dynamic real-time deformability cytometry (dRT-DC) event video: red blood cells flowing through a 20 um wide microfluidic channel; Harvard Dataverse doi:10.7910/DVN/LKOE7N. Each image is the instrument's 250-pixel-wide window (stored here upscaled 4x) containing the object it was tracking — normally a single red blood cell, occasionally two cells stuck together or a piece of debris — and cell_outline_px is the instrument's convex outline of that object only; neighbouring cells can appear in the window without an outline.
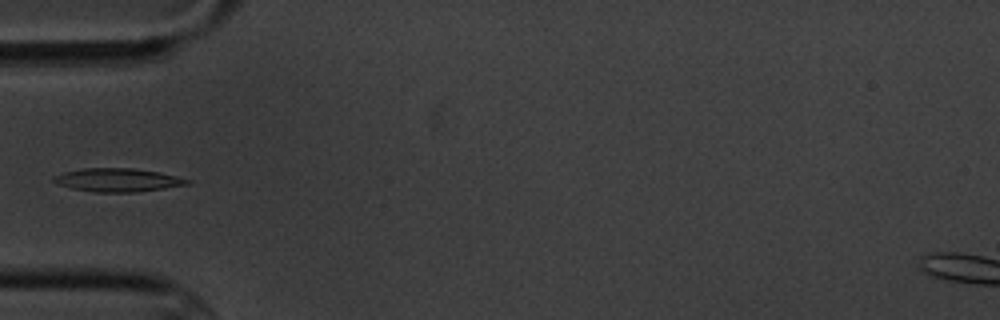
{"species": "common noctule bat (a hibernating species)", "species_latin": "Nyctalus noctula", "temperature_condition": "cold", "stored_images_in_passage": 12, "camera_frame_rate_fps": 3000, "um_per_image_px": 0.085, "animal": {"sex": "male", "body_mass_g": 20.1, "forearm_length_mm": 53.5}, "frame": {"image": 1, "passage_image": 4, "time_ms": 4.333, "image_size_px": [1000, 320], "cell_outline_px": [[192, 180], [188, 184], [164, 188], [136, 192], [92, 192], [72, 188], [56, 184], [52, 180], [52, 176], [64, 172], [84, 168], [132, 168], [160, 172]], "centroid_in_image_um": [9.97, 15.3], "position_along_channel_um": 75.0, "area_um2": 18.21}}
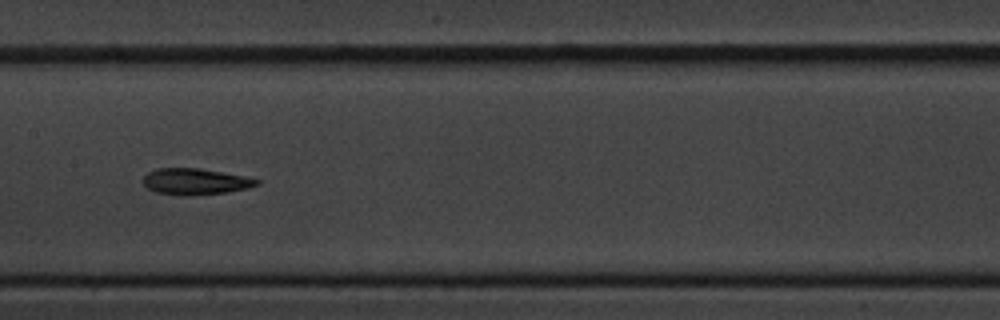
{"frame": {"image": 2, "passage_image": 7, "time_ms": 7.667, "image_size_px": [1000, 320], "cell_outline_px": [[260, 184], [248, 188], [228, 192], [184, 196], [180, 196], [156, 192], [148, 188], [144, 184], [144, 176], [148, 172], [156, 168], [200, 168], [244, 176], [260, 180]], "centroid_in_image_um": [16.61, 15.43], "position_along_channel_um": 190.8, "area_um2": 17.4}}
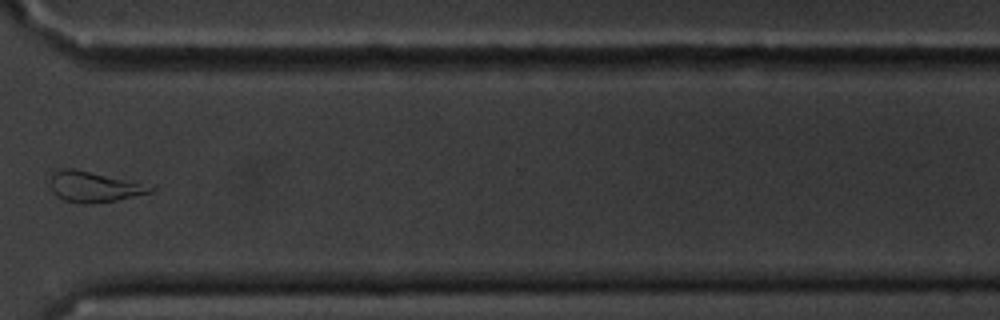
{"frame": {"image": 3, "passage_image": 11, "time_ms": 12.667, "image_size_px": [1000, 320], "cell_outline_px": [[156, 188], [152, 192], [116, 200], [96, 204], [92, 204], [64, 200], [56, 196], [52, 192], [48, 184], [52, 172], [60, 168], [72, 168], [156, 184]], "centroid_in_image_um": [8.04, 15.85], "position_along_channel_um": 362.6, "area_um2": 18.55}}